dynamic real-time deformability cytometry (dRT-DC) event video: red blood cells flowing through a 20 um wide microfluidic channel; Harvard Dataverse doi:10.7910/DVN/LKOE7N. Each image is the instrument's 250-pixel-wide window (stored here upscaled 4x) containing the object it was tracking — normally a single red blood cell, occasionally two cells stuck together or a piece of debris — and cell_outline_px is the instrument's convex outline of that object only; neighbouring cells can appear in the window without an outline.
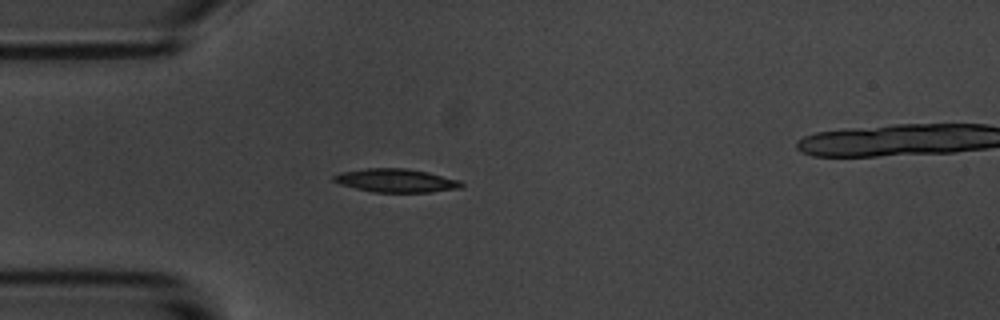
{"species": "common noctule bat (a hibernating species)", "species_latin": "Nyctalus noctula", "temperature_condition": "room temperature", "stored_images_in_passage": 43, "camera_frame_rate_fps": 3000, "um_per_image_px": 0.085, "animal": {"sex": "male", "body_mass_g": 20.1, "forearm_length_mm": 53.5}, "frame": {"image": 1, "passage_image": 1, "time_ms": 0.0, "image_size_px": [1000, 320], "cell_outline_px": [[464, 184], [460, 188], [432, 192], [372, 192], [340, 184], [332, 180], [332, 176], [340, 172], [368, 168], [408, 168], [428, 172], [460, 180]], "centroid_in_image_um": [33.66, 15.34], "position_along_channel_um": 51.3, "area_um2": 17.51}}
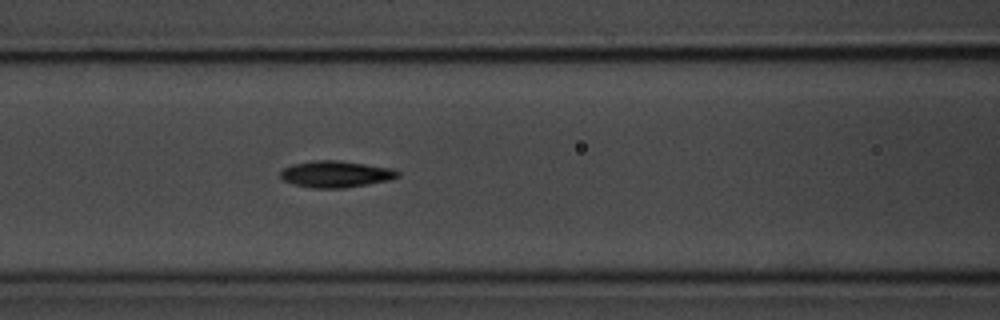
{"frame": {"image": 2, "passage_image": 9, "time_ms": 2.667, "image_size_px": [1000, 320], "cell_outline_px": [[400, 176], [392, 180], [344, 188], [312, 188], [292, 184], [284, 180], [280, 176], [280, 172], [284, 168], [292, 164], [312, 160], [340, 160], [392, 168], [400, 172]], "centroid_in_image_um": [28.56, 14.8], "position_along_channel_um": 138.0, "area_um2": 18.38}}
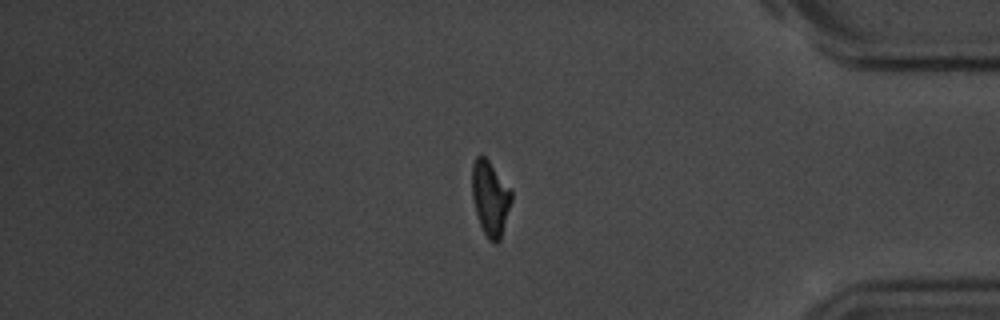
{"frame": {"image": 3, "passage_image": 33, "time_ms": 10.667, "image_size_px": [1000, 320], "cell_outline_px": [[512, 200], [500, 240], [496, 244], [488, 240], [480, 224], [476, 212], [472, 196], [472, 164], [476, 156], [480, 152], [488, 160], [512, 188]], "centroid_in_image_um": [41.68, 16.81], "position_along_channel_um": 393.5, "area_um2": 17.4}, "authors_computed_cell_mechanics": {"area_um2": 17.3978, "velocity_mm_per_s": 3.549, "shape_relaxation_time_tau1_ms": 2.6194, "shape_relaxation_time_tau2_ms": 3.5083, "deformation_change_tau1": 0.1281, "deformation_change_tau2": 0.0941}}